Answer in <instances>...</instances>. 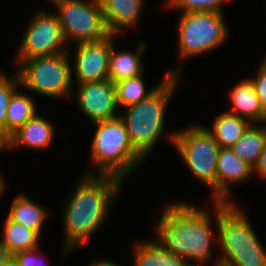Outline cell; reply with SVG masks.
<instances>
[{
    "mask_svg": "<svg viewBox=\"0 0 266 266\" xmlns=\"http://www.w3.org/2000/svg\"><path fill=\"white\" fill-rule=\"evenodd\" d=\"M78 181L65 207H61L64 209L62 221L65 234L63 259L86 243L101 227L124 183L122 179L112 175L89 174H83Z\"/></svg>",
    "mask_w": 266,
    "mask_h": 266,
    "instance_id": "1",
    "label": "cell"
},
{
    "mask_svg": "<svg viewBox=\"0 0 266 266\" xmlns=\"http://www.w3.org/2000/svg\"><path fill=\"white\" fill-rule=\"evenodd\" d=\"M211 217L205 208L182 201L172 202L165 206L156 224L155 239L188 263L193 260L204 266L213 257L214 240L218 242V234L214 237Z\"/></svg>",
    "mask_w": 266,
    "mask_h": 266,
    "instance_id": "2",
    "label": "cell"
},
{
    "mask_svg": "<svg viewBox=\"0 0 266 266\" xmlns=\"http://www.w3.org/2000/svg\"><path fill=\"white\" fill-rule=\"evenodd\" d=\"M213 202L217 244L222 251L212 266H266L265 247L245 211L234 202Z\"/></svg>",
    "mask_w": 266,
    "mask_h": 266,
    "instance_id": "3",
    "label": "cell"
},
{
    "mask_svg": "<svg viewBox=\"0 0 266 266\" xmlns=\"http://www.w3.org/2000/svg\"><path fill=\"white\" fill-rule=\"evenodd\" d=\"M181 76H169L148 98L128 106L123 119L133 148L145 159L163 135L168 104Z\"/></svg>",
    "mask_w": 266,
    "mask_h": 266,
    "instance_id": "4",
    "label": "cell"
},
{
    "mask_svg": "<svg viewBox=\"0 0 266 266\" xmlns=\"http://www.w3.org/2000/svg\"><path fill=\"white\" fill-rule=\"evenodd\" d=\"M93 124L96 131L91 142L90 161L97 168L94 173L89 169L84 174L112 175L124 181L144 158L133 148L123 119L118 116Z\"/></svg>",
    "mask_w": 266,
    "mask_h": 266,
    "instance_id": "5",
    "label": "cell"
},
{
    "mask_svg": "<svg viewBox=\"0 0 266 266\" xmlns=\"http://www.w3.org/2000/svg\"><path fill=\"white\" fill-rule=\"evenodd\" d=\"M69 53L15 61L20 86L50 99L73 97V73Z\"/></svg>",
    "mask_w": 266,
    "mask_h": 266,
    "instance_id": "6",
    "label": "cell"
},
{
    "mask_svg": "<svg viewBox=\"0 0 266 266\" xmlns=\"http://www.w3.org/2000/svg\"><path fill=\"white\" fill-rule=\"evenodd\" d=\"M170 143L179 152L184 164L196 179L208 186L217 202V158L220 147L208 128L194 124L186 129L171 132Z\"/></svg>",
    "mask_w": 266,
    "mask_h": 266,
    "instance_id": "7",
    "label": "cell"
},
{
    "mask_svg": "<svg viewBox=\"0 0 266 266\" xmlns=\"http://www.w3.org/2000/svg\"><path fill=\"white\" fill-rule=\"evenodd\" d=\"M177 28V53L184 61L218 50L230 34L221 12L181 13Z\"/></svg>",
    "mask_w": 266,
    "mask_h": 266,
    "instance_id": "8",
    "label": "cell"
},
{
    "mask_svg": "<svg viewBox=\"0 0 266 266\" xmlns=\"http://www.w3.org/2000/svg\"><path fill=\"white\" fill-rule=\"evenodd\" d=\"M49 2L56 7L54 13L60 21L69 47L82 42L100 41L110 35L99 0H49Z\"/></svg>",
    "mask_w": 266,
    "mask_h": 266,
    "instance_id": "9",
    "label": "cell"
},
{
    "mask_svg": "<svg viewBox=\"0 0 266 266\" xmlns=\"http://www.w3.org/2000/svg\"><path fill=\"white\" fill-rule=\"evenodd\" d=\"M23 36L15 55V61L70 51L60 21L52 11L35 12Z\"/></svg>",
    "mask_w": 266,
    "mask_h": 266,
    "instance_id": "10",
    "label": "cell"
},
{
    "mask_svg": "<svg viewBox=\"0 0 266 266\" xmlns=\"http://www.w3.org/2000/svg\"><path fill=\"white\" fill-rule=\"evenodd\" d=\"M76 88L77 91L73 94L77 105L92 123L120 116L116 87L111 80L81 83Z\"/></svg>",
    "mask_w": 266,
    "mask_h": 266,
    "instance_id": "11",
    "label": "cell"
},
{
    "mask_svg": "<svg viewBox=\"0 0 266 266\" xmlns=\"http://www.w3.org/2000/svg\"><path fill=\"white\" fill-rule=\"evenodd\" d=\"M74 75L76 83H89L109 79V56L112 35L96 42H82L73 45Z\"/></svg>",
    "mask_w": 266,
    "mask_h": 266,
    "instance_id": "12",
    "label": "cell"
},
{
    "mask_svg": "<svg viewBox=\"0 0 266 266\" xmlns=\"http://www.w3.org/2000/svg\"><path fill=\"white\" fill-rule=\"evenodd\" d=\"M253 167L240 159L231 148H220L217 158V202H233V184L253 176Z\"/></svg>",
    "mask_w": 266,
    "mask_h": 266,
    "instance_id": "13",
    "label": "cell"
},
{
    "mask_svg": "<svg viewBox=\"0 0 266 266\" xmlns=\"http://www.w3.org/2000/svg\"><path fill=\"white\" fill-rule=\"evenodd\" d=\"M110 35L124 34L129 28H135L140 20L144 0H99Z\"/></svg>",
    "mask_w": 266,
    "mask_h": 266,
    "instance_id": "14",
    "label": "cell"
},
{
    "mask_svg": "<svg viewBox=\"0 0 266 266\" xmlns=\"http://www.w3.org/2000/svg\"><path fill=\"white\" fill-rule=\"evenodd\" d=\"M230 114L247 119L250 123H265L266 110L259 100L251 79H243L230 90Z\"/></svg>",
    "mask_w": 266,
    "mask_h": 266,
    "instance_id": "15",
    "label": "cell"
},
{
    "mask_svg": "<svg viewBox=\"0 0 266 266\" xmlns=\"http://www.w3.org/2000/svg\"><path fill=\"white\" fill-rule=\"evenodd\" d=\"M53 123L38 115L26 122L10 139V148L47 149L54 139Z\"/></svg>",
    "mask_w": 266,
    "mask_h": 266,
    "instance_id": "16",
    "label": "cell"
},
{
    "mask_svg": "<svg viewBox=\"0 0 266 266\" xmlns=\"http://www.w3.org/2000/svg\"><path fill=\"white\" fill-rule=\"evenodd\" d=\"M119 36L112 35V48L109 56V80L113 83L134 78L144 74L145 68L142 64V56L146 51V42H140L133 51H117L114 38Z\"/></svg>",
    "mask_w": 266,
    "mask_h": 266,
    "instance_id": "17",
    "label": "cell"
},
{
    "mask_svg": "<svg viewBox=\"0 0 266 266\" xmlns=\"http://www.w3.org/2000/svg\"><path fill=\"white\" fill-rule=\"evenodd\" d=\"M10 207L7 215L10 220L42 234L43 224L49 216V211L46 208L34 202L30 196L27 197L24 193L15 196Z\"/></svg>",
    "mask_w": 266,
    "mask_h": 266,
    "instance_id": "18",
    "label": "cell"
},
{
    "mask_svg": "<svg viewBox=\"0 0 266 266\" xmlns=\"http://www.w3.org/2000/svg\"><path fill=\"white\" fill-rule=\"evenodd\" d=\"M134 266H195L165 249L155 238L135 243Z\"/></svg>",
    "mask_w": 266,
    "mask_h": 266,
    "instance_id": "19",
    "label": "cell"
},
{
    "mask_svg": "<svg viewBox=\"0 0 266 266\" xmlns=\"http://www.w3.org/2000/svg\"><path fill=\"white\" fill-rule=\"evenodd\" d=\"M178 65L176 68H170L162 81L158 85H155L150 90H146V85L143 80L144 74L134 77L128 78L115 83L116 87V97H117V105L118 107H128L134 104L139 103L140 101L148 98L155 90L169 77V76H181L183 72V67Z\"/></svg>",
    "mask_w": 266,
    "mask_h": 266,
    "instance_id": "20",
    "label": "cell"
},
{
    "mask_svg": "<svg viewBox=\"0 0 266 266\" xmlns=\"http://www.w3.org/2000/svg\"><path fill=\"white\" fill-rule=\"evenodd\" d=\"M250 124L247 119L226 111L214 118L212 129L208 131L220 148H232Z\"/></svg>",
    "mask_w": 266,
    "mask_h": 266,
    "instance_id": "21",
    "label": "cell"
},
{
    "mask_svg": "<svg viewBox=\"0 0 266 266\" xmlns=\"http://www.w3.org/2000/svg\"><path fill=\"white\" fill-rule=\"evenodd\" d=\"M266 143V122L251 123L242 137L231 148L233 152L253 168Z\"/></svg>",
    "mask_w": 266,
    "mask_h": 266,
    "instance_id": "22",
    "label": "cell"
},
{
    "mask_svg": "<svg viewBox=\"0 0 266 266\" xmlns=\"http://www.w3.org/2000/svg\"><path fill=\"white\" fill-rule=\"evenodd\" d=\"M1 242L6 246L11 256L41 247L39 244L41 235L34 230L17 224L5 216Z\"/></svg>",
    "mask_w": 266,
    "mask_h": 266,
    "instance_id": "23",
    "label": "cell"
},
{
    "mask_svg": "<svg viewBox=\"0 0 266 266\" xmlns=\"http://www.w3.org/2000/svg\"><path fill=\"white\" fill-rule=\"evenodd\" d=\"M33 100L31 95L18 89L13 93L6 115V135L9 138L38 113Z\"/></svg>",
    "mask_w": 266,
    "mask_h": 266,
    "instance_id": "24",
    "label": "cell"
},
{
    "mask_svg": "<svg viewBox=\"0 0 266 266\" xmlns=\"http://www.w3.org/2000/svg\"><path fill=\"white\" fill-rule=\"evenodd\" d=\"M234 0H167L168 9L188 12H222L223 6ZM224 4V5H223Z\"/></svg>",
    "mask_w": 266,
    "mask_h": 266,
    "instance_id": "25",
    "label": "cell"
},
{
    "mask_svg": "<svg viewBox=\"0 0 266 266\" xmlns=\"http://www.w3.org/2000/svg\"><path fill=\"white\" fill-rule=\"evenodd\" d=\"M17 73L8 76L0 71V131L6 134V115L9 101L13 93L19 88Z\"/></svg>",
    "mask_w": 266,
    "mask_h": 266,
    "instance_id": "26",
    "label": "cell"
},
{
    "mask_svg": "<svg viewBox=\"0 0 266 266\" xmlns=\"http://www.w3.org/2000/svg\"><path fill=\"white\" fill-rule=\"evenodd\" d=\"M257 68L255 78H250L262 106L266 110V59Z\"/></svg>",
    "mask_w": 266,
    "mask_h": 266,
    "instance_id": "27",
    "label": "cell"
},
{
    "mask_svg": "<svg viewBox=\"0 0 266 266\" xmlns=\"http://www.w3.org/2000/svg\"><path fill=\"white\" fill-rule=\"evenodd\" d=\"M39 252H41L40 247L16 253L13 258L18 266H46L45 264L43 265L44 261L39 257Z\"/></svg>",
    "mask_w": 266,
    "mask_h": 266,
    "instance_id": "28",
    "label": "cell"
},
{
    "mask_svg": "<svg viewBox=\"0 0 266 266\" xmlns=\"http://www.w3.org/2000/svg\"><path fill=\"white\" fill-rule=\"evenodd\" d=\"M253 173L257 176L259 175L263 180H266V143L257 164L253 168Z\"/></svg>",
    "mask_w": 266,
    "mask_h": 266,
    "instance_id": "29",
    "label": "cell"
},
{
    "mask_svg": "<svg viewBox=\"0 0 266 266\" xmlns=\"http://www.w3.org/2000/svg\"><path fill=\"white\" fill-rule=\"evenodd\" d=\"M12 256L8 252V249L6 246L1 242L0 239V265L5 263L8 259H10Z\"/></svg>",
    "mask_w": 266,
    "mask_h": 266,
    "instance_id": "30",
    "label": "cell"
},
{
    "mask_svg": "<svg viewBox=\"0 0 266 266\" xmlns=\"http://www.w3.org/2000/svg\"><path fill=\"white\" fill-rule=\"evenodd\" d=\"M6 148H10V139L4 132L0 131V152Z\"/></svg>",
    "mask_w": 266,
    "mask_h": 266,
    "instance_id": "31",
    "label": "cell"
},
{
    "mask_svg": "<svg viewBox=\"0 0 266 266\" xmlns=\"http://www.w3.org/2000/svg\"><path fill=\"white\" fill-rule=\"evenodd\" d=\"M89 266H120L116 263H114L112 260H98V261H91V263L89 264Z\"/></svg>",
    "mask_w": 266,
    "mask_h": 266,
    "instance_id": "32",
    "label": "cell"
},
{
    "mask_svg": "<svg viewBox=\"0 0 266 266\" xmlns=\"http://www.w3.org/2000/svg\"><path fill=\"white\" fill-rule=\"evenodd\" d=\"M1 171V170H0ZM3 174L0 172V196L5 192L6 190V185H5V181H4V176H2Z\"/></svg>",
    "mask_w": 266,
    "mask_h": 266,
    "instance_id": "33",
    "label": "cell"
},
{
    "mask_svg": "<svg viewBox=\"0 0 266 266\" xmlns=\"http://www.w3.org/2000/svg\"><path fill=\"white\" fill-rule=\"evenodd\" d=\"M0 266H18V264H17L16 260L12 256L10 259H8L5 263H3Z\"/></svg>",
    "mask_w": 266,
    "mask_h": 266,
    "instance_id": "34",
    "label": "cell"
}]
</instances>
